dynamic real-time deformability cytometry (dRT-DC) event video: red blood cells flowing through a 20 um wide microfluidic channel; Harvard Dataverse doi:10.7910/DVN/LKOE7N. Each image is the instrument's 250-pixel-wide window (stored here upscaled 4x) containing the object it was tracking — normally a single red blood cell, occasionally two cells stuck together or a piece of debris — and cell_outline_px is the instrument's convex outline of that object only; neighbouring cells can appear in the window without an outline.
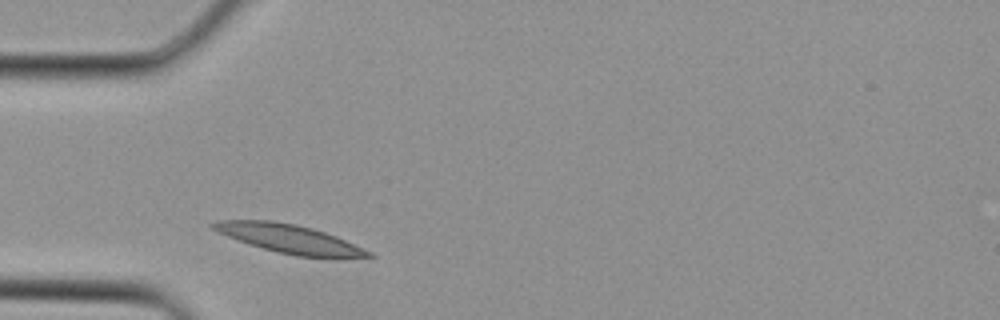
{"species": "Egyptian fruit bat (a non-hibernating species)", "species_latin": "Rousettus aegyptiacus", "temperature_condition": "cold", "stored_images_in_passage": 2, "camera_frame_rate_fps": 3000, "um_per_image_px": 0.085, "animal": {"sex": "female"}, "frame": {"image": 1, "passage_image": 1, "time_ms": 0.0, "image_size_px": [1000, 320], "cell_outline_px": [[376, 256], [296, 256], [276, 252], [228, 236], [212, 228], [208, 224], [220, 220], [268, 220], [292, 224], [312, 228], [336, 236], [372, 252]], "centroid_in_image_um": [24.55, 20.27], "position_along_channel_um": 60.4, "area_um2": 24.91}}
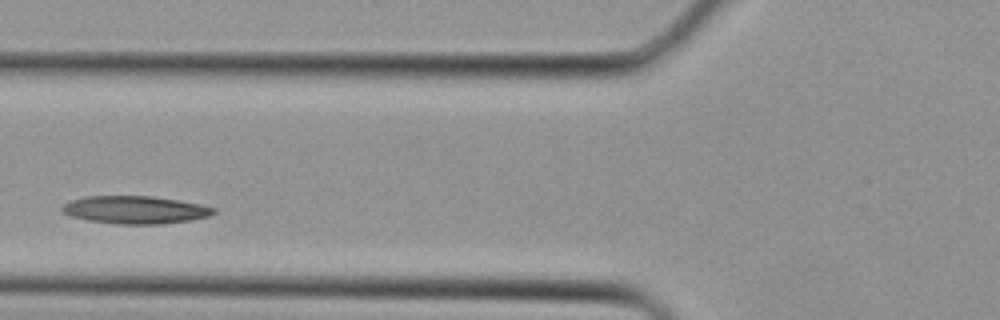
{"frame": {"image": 2, "passage_image": 2, "time_ms": 0.333, "image_size_px": [1000, 320], "cell_outline_px": [[216, 212], [208, 216], [192, 220], [160, 224], [116, 224], [88, 220], [72, 216], [60, 212], [60, 208], [64, 204], [72, 200], [88, 196], [152, 196], [200, 204], [216, 208]], "centroid_in_image_um": [11.48, 17.84], "position_along_channel_um": 114.3, "area_um2": 24.45}}